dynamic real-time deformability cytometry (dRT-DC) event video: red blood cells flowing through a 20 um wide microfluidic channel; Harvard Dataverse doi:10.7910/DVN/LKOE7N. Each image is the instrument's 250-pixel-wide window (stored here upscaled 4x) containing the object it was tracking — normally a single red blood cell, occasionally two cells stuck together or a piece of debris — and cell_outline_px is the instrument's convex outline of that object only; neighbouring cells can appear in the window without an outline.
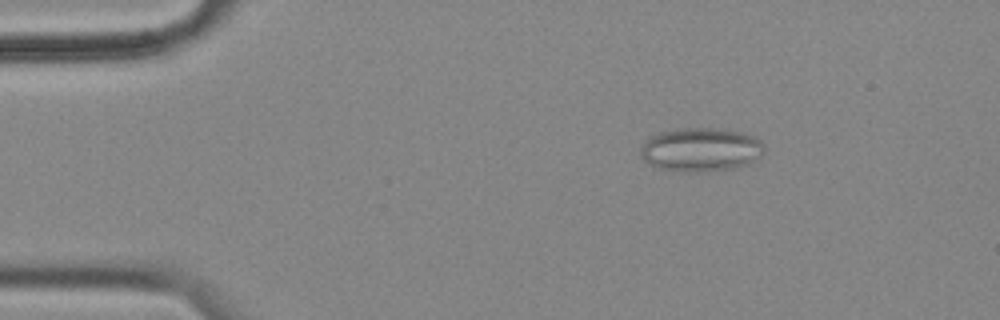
{"species": "common noctule bat (a hibernating species)", "species_latin": "Nyctalus noctula", "temperature_condition": "cold", "stored_images_in_passage": 4, "camera_frame_rate_fps": 3000, "um_per_image_px": 0.085, "animal": {"sex": "female", "body_mass_g": 18.4}, "frame": {"image": 1, "passage_image": 2, "time_ms": 0.333, "image_size_px": [1000, 320], "cell_outline_px": [[764, 148], [760, 156], [756, 160], [748, 164], [732, 168], [692, 172], [688, 172], [660, 168], [648, 164], [640, 156], [640, 148], [652, 136], [660, 132], [676, 128], [712, 128], [740, 132], [756, 136], [764, 144]], "centroid_in_image_um": [59.57, 12.71], "position_along_channel_um": 25.4, "area_um2": 31.39}}